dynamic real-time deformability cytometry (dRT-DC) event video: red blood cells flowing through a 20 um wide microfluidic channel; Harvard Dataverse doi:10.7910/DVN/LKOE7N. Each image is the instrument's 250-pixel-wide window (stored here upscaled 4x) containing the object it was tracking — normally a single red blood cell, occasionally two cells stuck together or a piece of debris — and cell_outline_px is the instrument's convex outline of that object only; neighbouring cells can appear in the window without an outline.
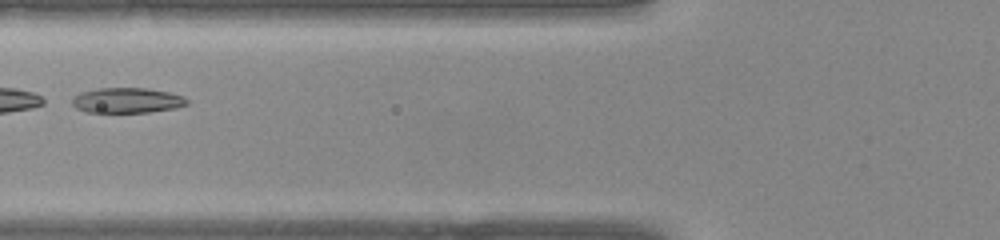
{"species": "common noctule bat (a hibernating species)", "species_latin": "Nyctalus noctula", "temperature_condition": "warm", "stored_images_in_passage": 35, "camera_frame_rate_fps": 3000, "um_per_image_px": 0.085, "animal": {"sex": "female", "body_mass_g": 22.0, "forearm_length_mm": 56.7}, "frame": {"image": 1, "passage_image": 11, "time_ms": 3.333, "image_size_px": [1000, 240], "cell_outline_px": [[188, 104], [176, 108], [148, 112], [88, 112], [76, 108], [72, 104], [72, 96], [80, 92], [96, 88], [148, 88], [168, 92], [184, 96], [188, 100]], "centroid_in_image_um": [10.79, 8.52], "position_along_channel_um": 115.0, "area_um2": 16.99}}
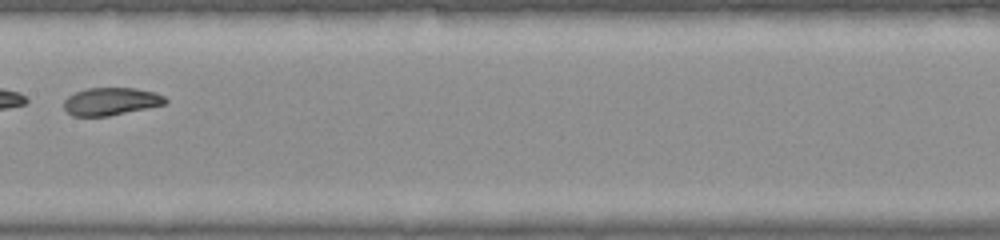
{"frame": {"image": 2, "passage_image": 16, "time_ms": 5.0, "image_size_px": [1000, 240], "cell_outline_px": [[168, 100], [164, 104], [148, 108], [108, 116], [72, 116], [64, 108], [64, 100], [68, 96], [76, 92], [88, 88], [136, 88], [156, 92], [164, 96]], "centroid_in_image_um": [9.44, 8.62], "position_along_channel_um": 198.0, "area_um2": 16.36}}